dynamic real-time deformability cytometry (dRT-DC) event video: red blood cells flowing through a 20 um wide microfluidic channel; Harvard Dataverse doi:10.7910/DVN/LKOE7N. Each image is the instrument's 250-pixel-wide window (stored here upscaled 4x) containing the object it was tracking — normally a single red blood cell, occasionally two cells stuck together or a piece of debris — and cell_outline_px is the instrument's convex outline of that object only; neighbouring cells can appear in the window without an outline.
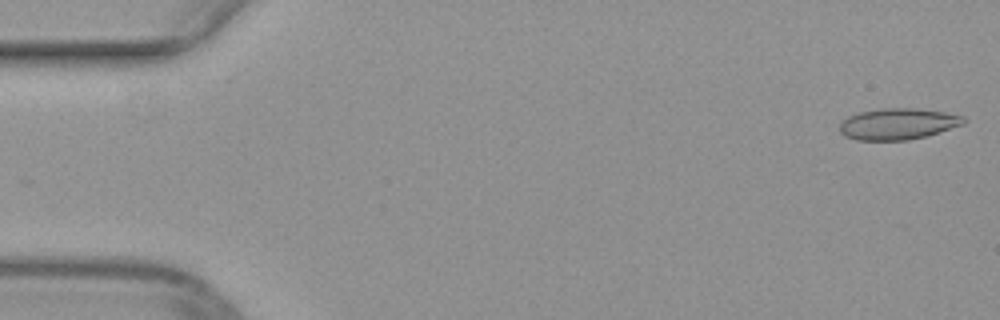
{"species": "common noctule bat (a hibernating species)", "species_latin": "Nyctalus noctula", "temperature_condition": "warm", "stored_images_in_passage": 18, "camera_frame_rate_fps": 3000, "um_per_image_px": 0.085, "animal": {"sex": "female", "body_mass_g": 29.2, "forearm_length_mm": 56.3}, "frame": {"image": 1, "passage_image": 1, "time_ms": 0.0, "image_size_px": [1000, 320], "cell_outline_px": [[968, 120], [964, 124], [924, 136], [908, 140], [856, 140], [844, 136], [840, 132], [840, 120], [848, 116], [860, 112], [880, 108], [916, 108], [944, 112], [964, 116]], "centroid_in_image_um": [76.3, 10.52], "position_along_channel_um": 8.7, "area_um2": 22.66}}
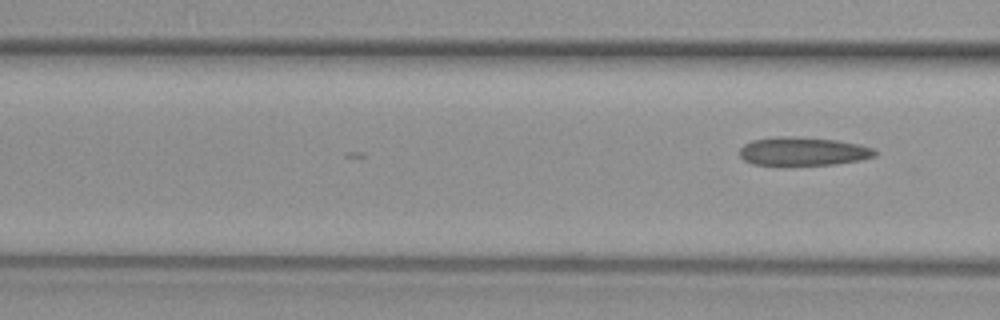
{"frame": {"image": 2, "passage_image": 18, "time_ms": 5.667, "image_size_px": [1000, 320], "cell_outline_px": [[876, 156], [860, 160], [836, 164], [792, 168], [780, 168], [752, 164], [744, 160], [740, 156], [740, 148], [744, 144], [752, 140], [776, 136], [792, 136], [836, 140], [860, 144], [872, 148], [876, 152]], "centroid_in_image_um": [68.2, 12.92], "position_along_channel_um": 98.4, "area_um2": 23.64}}